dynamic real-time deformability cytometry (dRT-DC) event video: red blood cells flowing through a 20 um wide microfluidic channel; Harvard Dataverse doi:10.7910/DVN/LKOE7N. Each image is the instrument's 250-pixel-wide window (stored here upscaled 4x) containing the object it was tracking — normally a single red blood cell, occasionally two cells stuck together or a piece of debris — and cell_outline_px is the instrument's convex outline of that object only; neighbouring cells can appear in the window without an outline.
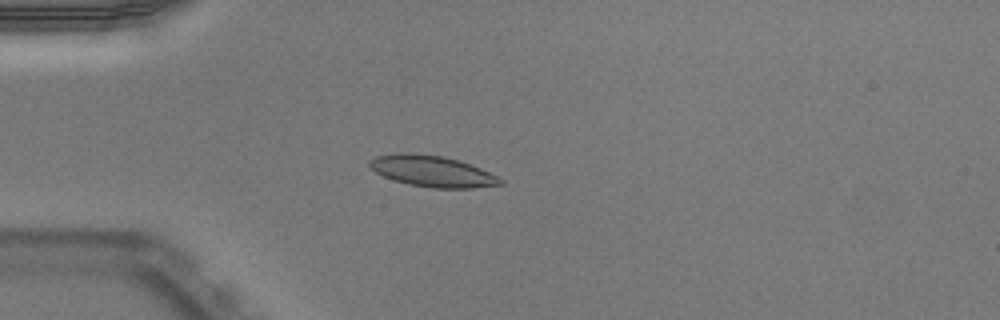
{"species": "Egyptian fruit bat (a non-hibernating species)", "species_latin": "Rousettus aegyptiacus", "temperature_condition": "warm", "stored_images_in_passage": 51, "camera_frame_rate_fps": 3000, "um_per_image_px": 0.085, "animal": {"sex": "male"}, "frame": {"image": 1, "passage_image": 14, "time_ms": 4.333, "image_size_px": [1000, 320], "cell_outline_px": [[504, 184], [472, 188], [432, 188], [408, 184], [392, 180], [376, 172], [368, 164], [376, 156], [400, 152], [408, 152], [440, 156], [460, 160], [500, 176], [504, 180]], "centroid_in_image_um": [36.79, 14.56], "position_along_channel_um": 48.2, "area_um2": 23.81}}
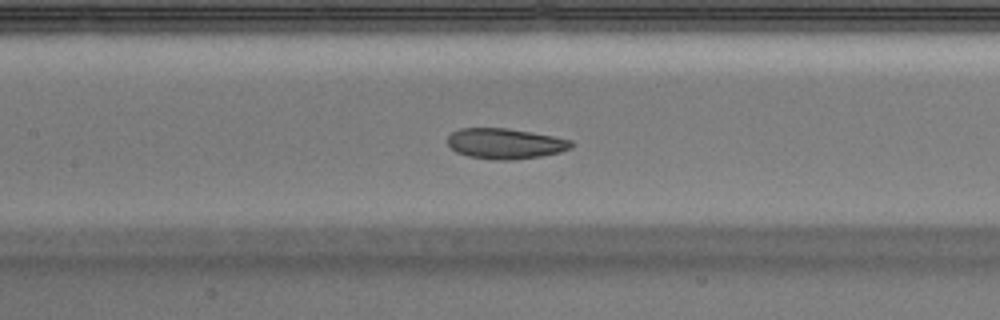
{"frame": {"image": 2, "passage_image": 24, "time_ms": 7.667, "image_size_px": [1000, 320], "cell_outline_px": [[576, 144], [572, 148], [560, 152], [540, 156], [512, 160], [496, 160], [468, 156], [456, 152], [448, 144], [448, 136], [452, 132], [460, 128], [508, 128], [552, 136], [572, 140]], "centroid_in_image_um": [42.96, 12.2], "position_along_channel_um": 164.4, "area_um2": 22.02}}
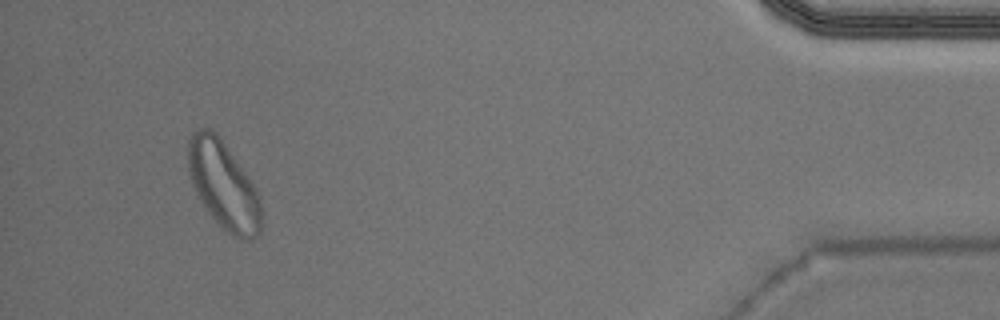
{"frame": {"image": 3, "passage_image": 48, "time_ms": 15.667, "image_size_px": [1000, 320], "cell_outline_px": [[260, 232], [252, 240], [244, 240], [232, 236], [208, 212], [196, 196], [188, 172], [188, 140], [192, 132], [200, 128], [212, 128], [216, 132], [248, 176], [260, 200]], "centroid_in_image_um": [18.95, 15.72], "position_along_channel_um": 416.2, "area_um2": 37.11}, "authors_computed_cell_mechanics": {"area_um2": 22.542, "velocity_mm_per_s": 3.9582, "shape_relaxation_time_tau1_ms": 6.5635, "shape_relaxation_time_tau2_ms": 1.6116, "deformation_change_tau1": 0.1572, "deformation_change_tau2": 0.048}}